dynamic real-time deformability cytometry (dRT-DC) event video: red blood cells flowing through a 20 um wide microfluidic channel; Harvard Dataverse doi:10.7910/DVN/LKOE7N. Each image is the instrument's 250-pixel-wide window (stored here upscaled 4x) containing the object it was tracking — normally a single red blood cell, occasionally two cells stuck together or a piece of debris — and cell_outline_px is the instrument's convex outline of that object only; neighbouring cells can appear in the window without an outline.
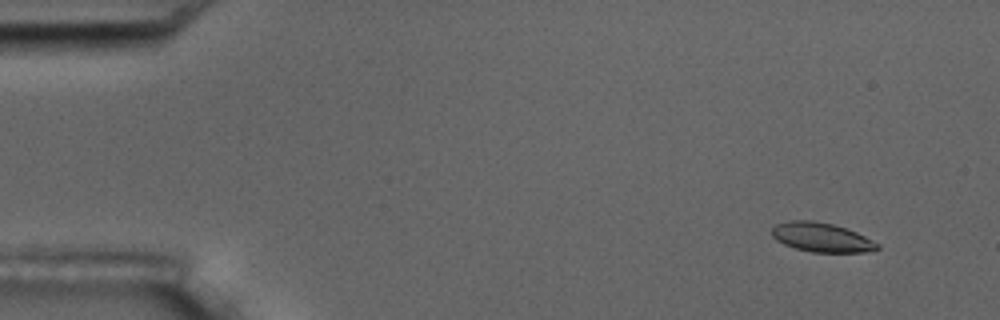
{"species": "common noctule bat (a hibernating species)", "species_latin": "Nyctalus noctula", "temperature_condition": "room temperature", "stored_images_in_passage": 11, "camera_frame_rate_fps": 3000, "um_per_image_px": 0.085, "animal": {"sex": "male", "body_mass_g": 17.5, "forearm_length_mm": 52.3}, "frame": {"image": 1, "passage_image": 1, "time_ms": 0.0, "image_size_px": [1000, 320], "cell_outline_px": [[880, 248], [864, 252], [812, 252], [796, 248], [784, 244], [776, 240], [772, 236], [772, 228], [776, 224], [788, 220], [812, 220], [832, 224], [856, 232], [880, 244]], "centroid_in_image_um": [69.81, 20.17], "position_along_channel_um": 15.2, "area_um2": 17.86}}
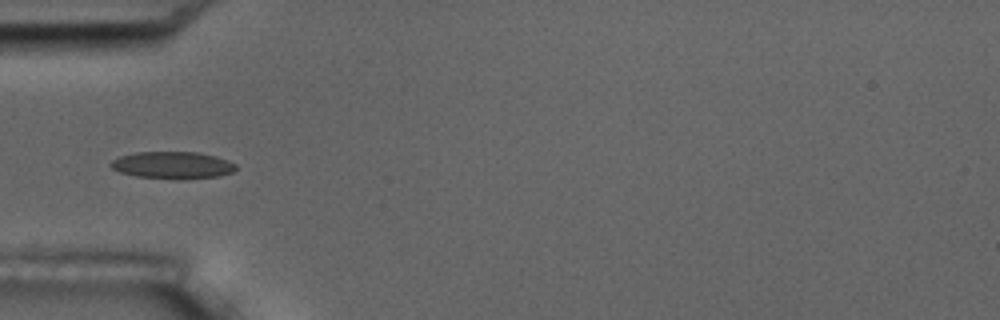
{"frame": {"image": 2, "passage_image": 5, "time_ms": 4.667, "image_size_px": [1000, 320], "cell_outline_px": [[236, 168], [232, 172], [220, 176], [176, 180], [136, 176], [120, 172], [112, 168], [108, 164], [112, 160], [120, 156], [136, 152], [196, 152], [216, 156], [228, 160], [236, 164]], "centroid_in_image_um": [14.67, 14.04], "position_along_channel_um": 70.3, "area_um2": 19.94}}
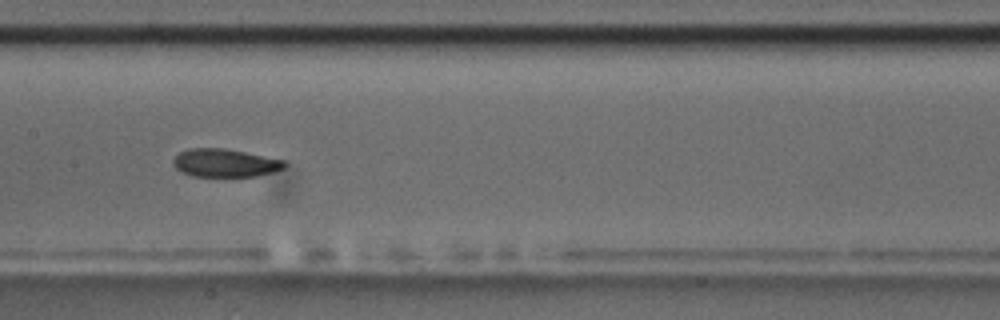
{"frame": {"image": 3, "passage_image": 8, "time_ms": 8.0, "image_size_px": [1000, 320], "cell_outline_px": [[288, 164], [284, 168], [272, 172], [256, 176], [192, 176], [176, 168], [172, 164], [172, 160], [180, 152], [188, 148], [224, 148], [284, 160]], "centroid_in_image_um": [19.12, 13.84], "position_along_channel_um": 188.3, "area_um2": 18.09}}